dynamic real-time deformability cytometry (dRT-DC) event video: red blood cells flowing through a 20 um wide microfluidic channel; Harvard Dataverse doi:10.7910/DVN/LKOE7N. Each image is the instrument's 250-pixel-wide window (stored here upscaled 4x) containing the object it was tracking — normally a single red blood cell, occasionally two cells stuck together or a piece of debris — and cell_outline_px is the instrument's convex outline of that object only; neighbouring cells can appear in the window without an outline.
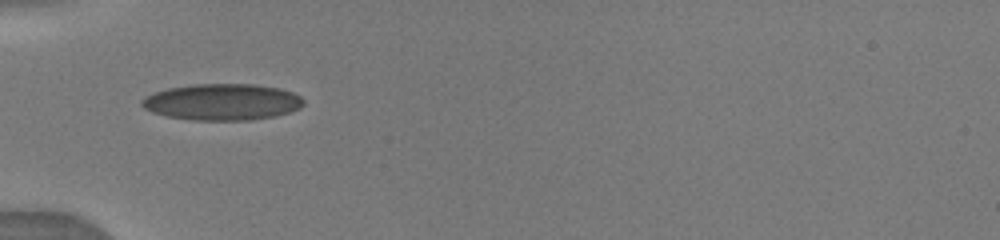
{"species": "human", "species_latin": "Homo sapiens", "temperature_condition": "warm", "stored_images_in_passage": 28, "camera_frame_rate_fps": 3000, "um_per_image_px": 0.085, "donor": {"sex": "male"}, "frame": {"image": 1, "passage_image": 1, "time_ms": 0.0, "image_size_px": [1000, 240], "cell_outline_px": [[304, 104], [300, 108], [288, 112], [272, 116], [248, 120], [192, 120], [168, 116], [152, 112], [144, 108], [140, 104], [140, 100], [144, 96], [168, 88], [192, 84], [252, 84], [280, 88], [292, 92], [300, 96], [304, 100]], "centroid_in_image_um": [18.87, 8.66], "position_along_channel_um": 66.1, "area_um2": 34.28}}
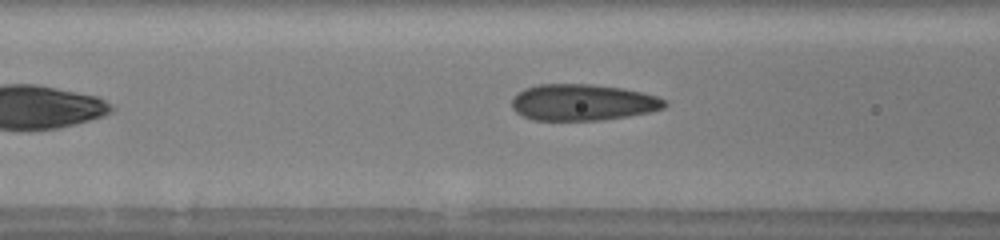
{"frame": {"image": 2, "passage_image": 5, "time_ms": 1.333, "image_size_px": [1000, 240], "cell_outline_px": [[668, 104], [664, 108], [648, 112], [628, 116], [604, 120], [532, 120], [516, 112], [512, 108], [512, 96], [524, 88], [540, 84], [592, 84], [624, 88], [656, 96], [668, 100]], "centroid_in_image_um": [49.53, 8.7], "position_along_channel_um": 117.1, "area_um2": 32.6}}
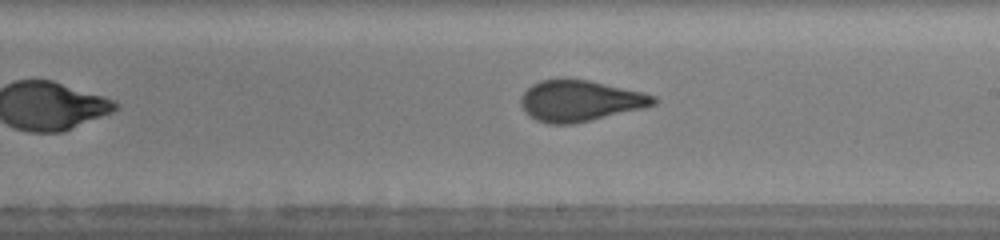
{"frame": {"image": 3, "passage_image": 13, "time_ms": 4.333, "image_size_px": [1000, 240], "cell_outline_px": [[660, 100], [656, 104], [644, 108], [572, 124], [548, 124], [536, 120], [524, 112], [520, 104], [520, 100], [524, 92], [532, 84], [540, 80], [564, 76], [568, 76], [588, 80], [644, 92], [656, 96]], "centroid_in_image_um": [49.29, 8.54], "position_along_channel_um": 239.7, "area_um2": 32.37}}